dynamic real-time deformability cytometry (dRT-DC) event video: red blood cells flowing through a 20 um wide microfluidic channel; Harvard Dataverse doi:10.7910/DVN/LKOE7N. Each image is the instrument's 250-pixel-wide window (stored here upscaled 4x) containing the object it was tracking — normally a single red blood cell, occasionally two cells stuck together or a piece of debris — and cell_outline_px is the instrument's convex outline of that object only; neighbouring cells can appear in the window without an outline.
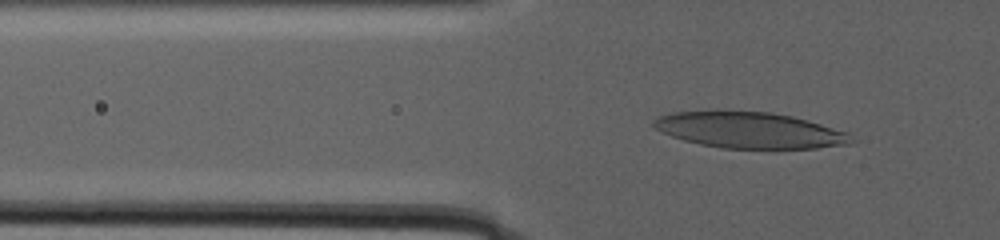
{"species": "human", "species_latin": "Homo sapiens", "temperature_condition": "warm", "stored_images_in_passage": 142, "camera_frame_rate_fps": 3000, "um_per_image_px": 0.085, "donor": {"sex": "male"}, "frame": {"image": 1, "passage_image": 59, "time_ms": 13.667, "image_size_px": [1000, 240], "cell_outline_px": [[860, 140], [852, 144], [816, 148], [776, 152], [720, 148], [700, 144], [684, 140], [672, 136], [656, 128], [652, 124], [652, 120], [660, 116], [672, 112], [728, 108], [772, 112], [792, 116], [848, 132]], "centroid_in_image_um": [63.79, 11.08], "position_along_channel_um": 62.0, "area_um2": 43.99}}
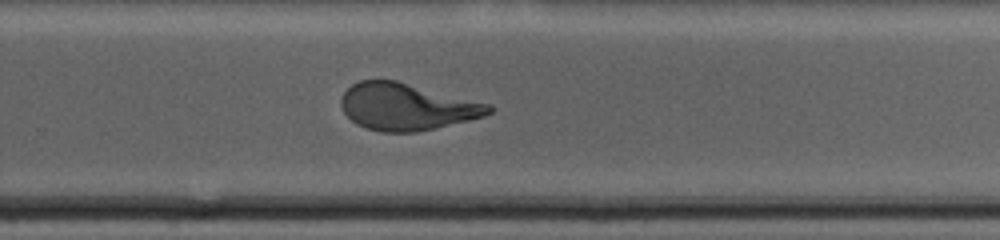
{"frame": {"image": 2, "passage_image": 95, "time_ms": 26.0, "image_size_px": [1000, 240], "cell_outline_px": [[496, 108], [492, 112], [484, 116], [468, 120], [416, 132], [380, 132], [364, 128], [356, 124], [344, 112], [340, 104], [340, 96], [352, 84], [360, 80], [396, 80], [492, 104]], "centroid_in_image_um": [34.57, 9.07], "position_along_channel_um": 295.2, "area_um2": 40.52}}
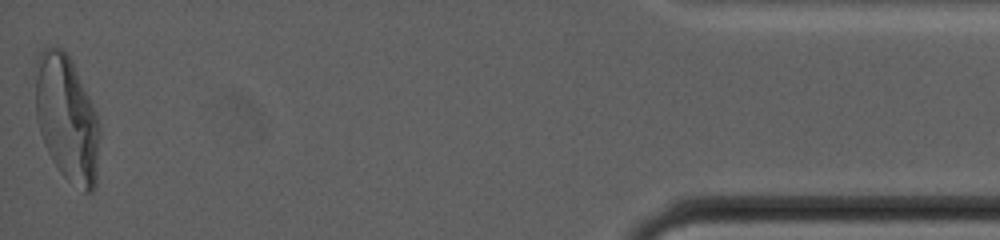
{"frame": {"image": 3, "passage_image": 141, "time_ms": 36.0, "image_size_px": [1000, 240], "cell_outline_px": [[100, 136], [96, 184], [92, 192], [84, 192], [64, 176], [60, 172], [52, 160], [44, 144], [36, 120], [36, 56], [48, 44], [56, 44], [68, 56], [96, 112], [100, 124]], "centroid_in_image_um": [5.68, 10.07], "position_along_channel_um": 429.5, "area_um2": 47.16}, "authors_computed_cell_mechanics": {"area_um2": 43.6679, "velocity_mm_per_s": 2.0322, "shape_relaxation_time_tau1_ms": null, "shape_relaxation_time_tau2_ms": 1.6762, "deformation_change_tau1": null, "deformation_change_tau2": 0.0968}}